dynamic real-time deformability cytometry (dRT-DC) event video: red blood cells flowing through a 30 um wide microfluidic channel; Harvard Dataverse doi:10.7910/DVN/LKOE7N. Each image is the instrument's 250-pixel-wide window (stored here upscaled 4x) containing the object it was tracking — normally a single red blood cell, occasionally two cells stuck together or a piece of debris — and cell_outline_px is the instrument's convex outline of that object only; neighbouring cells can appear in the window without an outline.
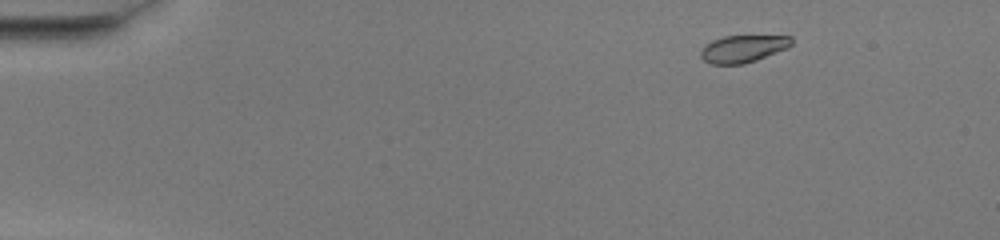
{"species": "common noctule bat (a hibernating species)", "species_latin": "Nyctalus noctula", "temperature_condition": "warm", "stored_images_in_passage": 48, "camera_frame_rate_fps": 3000, "um_per_image_px": 0.085, "animal": {"sex": "female", "body_mass_g": 20.0, "forearm_length_mm": 54.0}, "frame": {"image": 1, "passage_image": 4, "time_ms": 1.0, "image_size_px": [1000, 240], "cell_outline_px": [[792, 44], [788, 48], [756, 60], [744, 64], [712, 64], [704, 60], [700, 56], [700, 52], [704, 44], [712, 40], [724, 36], [792, 36]], "centroid_in_image_um": [63.14, 4.14], "position_along_channel_um": 21.9, "area_um2": 14.45}}
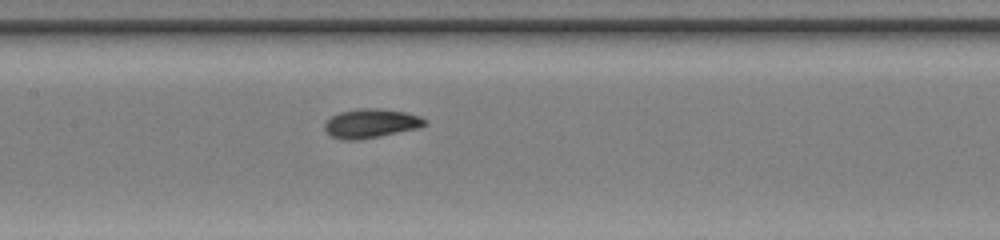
{"frame": {"image": 2, "passage_image": 23, "time_ms": 7.333, "image_size_px": [1000, 240], "cell_outline_px": [[428, 124], [420, 128], [360, 140], [340, 140], [332, 136], [324, 128], [324, 124], [332, 116], [340, 112], [360, 108], [380, 108], [404, 112], [420, 116], [428, 120]], "centroid_in_image_um": [31.57, 10.49], "position_along_channel_um": 175.8, "area_um2": 17.11}}
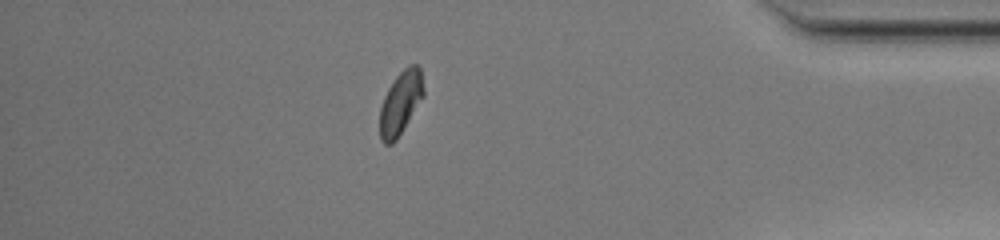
{"frame": {"image": 3, "passage_image": 42, "time_ms": 13.667, "image_size_px": [1000, 240], "cell_outline_px": [[424, 96], [396, 140], [392, 144], [384, 144], [380, 140], [380, 108], [384, 96], [388, 88], [396, 76], [408, 64], [416, 64], [420, 68], [424, 88]], "centroid_in_image_um": [34.05, 8.73], "position_along_channel_um": 401.2, "area_um2": 16.13}, "authors_computed_cell_mechanics": {"area_um2": 15.8372, "velocity_mm_per_s": 4.0938, "shape_relaxation_time_tau1_ms": 2.3056, "shape_relaxation_time_tau2_ms": 2.647, "deformation_change_tau1": 0.1247, "deformation_change_tau2": 0.0511}}